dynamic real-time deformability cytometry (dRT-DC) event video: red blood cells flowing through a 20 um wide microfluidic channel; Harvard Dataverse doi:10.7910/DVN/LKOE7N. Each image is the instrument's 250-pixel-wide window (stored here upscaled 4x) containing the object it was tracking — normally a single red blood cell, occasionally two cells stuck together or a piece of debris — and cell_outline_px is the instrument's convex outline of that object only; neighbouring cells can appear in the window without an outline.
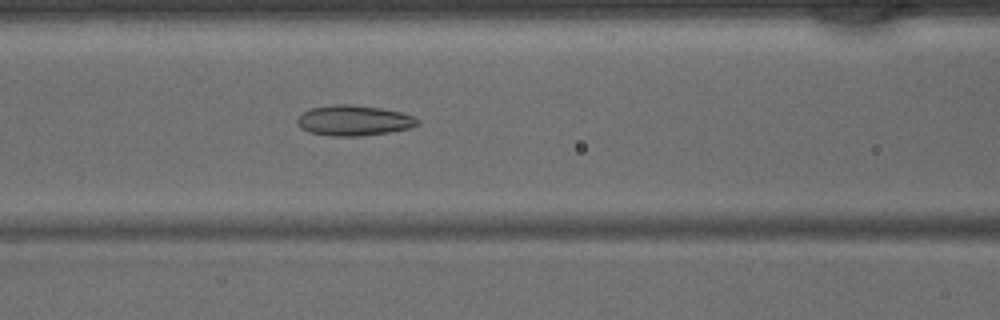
{"species": "common noctule bat (a hibernating species)", "species_latin": "Nyctalus noctula", "temperature_condition": "warm", "stored_images_in_passage": 43, "camera_frame_rate_fps": 3000, "um_per_image_px": 0.085, "animal": {"sex": "male", "body_mass_g": 15.6}, "frame": {"image": 1, "passage_image": 18, "time_ms": 5.667, "image_size_px": [1000, 320], "cell_outline_px": [[420, 124], [412, 128], [388, 132], [360, 136], [328, 136], [308, 132], [300, 128], [296, 124], [296, 120], [304, 112], [312, 108], [332, 104], [348, 104], [384, 108], [416, 116], [420, 120]], "centroid_in_image_um": [30.1, 10.24], "position_along_channel_um": 136.5, "area_um2": 21.62}}
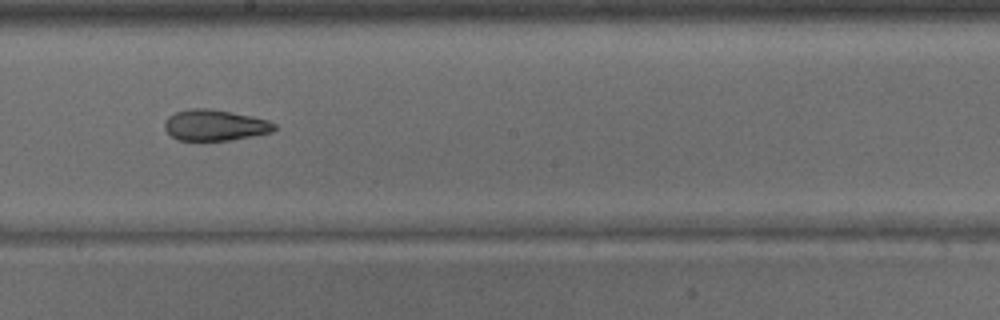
{"frame": {"image": 2, "passage_image": 24, "time_ms": 7.667, "image_size_px": [1000, 320], "cell_outline_px": [[276, 128], [272, 132], [232, 140], [176, 140], [164, 128], [164, 124], [168, 116], [176, 112], [192, 108], [208, 108], [252, 116], [268, 120], [276, 124]], "centroid_in_image_um": [18.27, 10.64], "position_along_channel_um": 229.9, "area_um2": 19.77}}
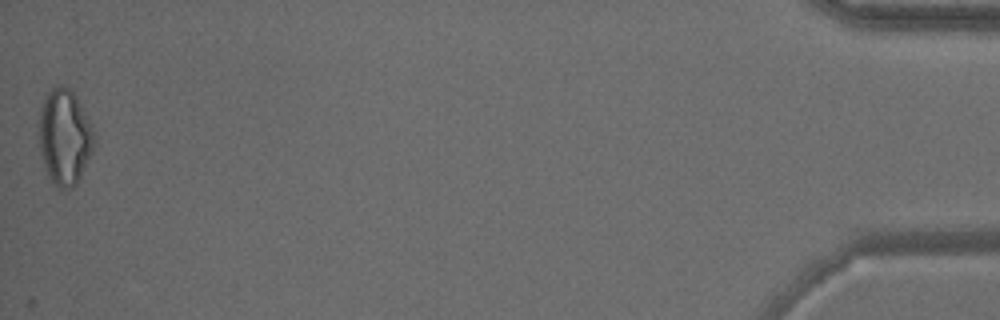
{"frame": {"image": 3, "passage_image": 43, "time_ms": 14.0, "image_size_px": [1000, 320], "cell_outline_px": [[96, 140], [92, 152], [76, 184], [68, 188], [60, 188], [48, 176], [44, 168], [40, 152], [40, 108], [48, 92], [52, 88], [60, 84], [68, 88], [76, 96], [92, 124], [96, 136]], "centroid_in_image_um": [5.51, 11.62], "position_along_channel_um": 429.7, "area_um2": 30.52}}